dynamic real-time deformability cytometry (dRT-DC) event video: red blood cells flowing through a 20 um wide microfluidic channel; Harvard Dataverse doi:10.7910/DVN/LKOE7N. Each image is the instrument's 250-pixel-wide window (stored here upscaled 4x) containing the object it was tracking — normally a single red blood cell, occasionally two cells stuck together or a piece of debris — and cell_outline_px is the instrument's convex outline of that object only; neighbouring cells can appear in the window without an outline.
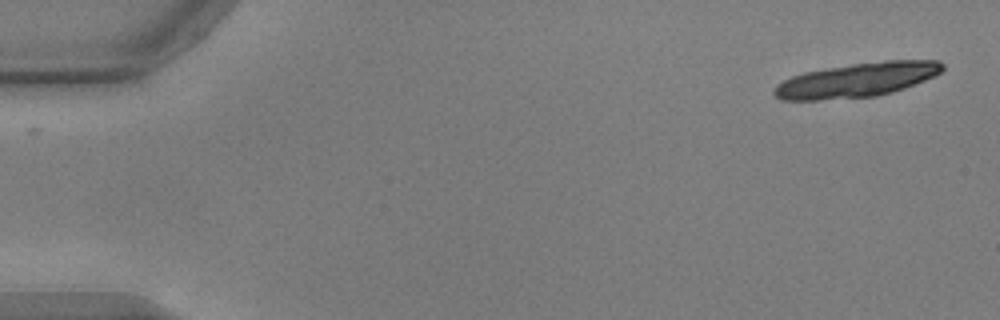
{"species": "common noctule bat (a hibernating species)", "species_latin": "Nyctalus noctula", "temperature_condition": "warm", "stored_images_in_passage": 20, "camera_frame_rate_fps": 3000, "um_per_image_px": 0.085, "animal": {"sex": "male", "body_mass_g": 17.9, "forearm_length_mm": 54.2}, "frame": {"image": 1, "passage_image": 1, "time_ms": 0.0, "image_size_px": [1000, 320], "cell_outline_px": [[944, 68], [940, 72], [924, 80], [904, 88], [892, 92], [876, 96], [820, 100], [780, 100], [772, 92], [772, 88], [776, 84], [792, 76], [804, 72], [852, 64], [884, 60], [940, 60], [944, 64]], "centroid_in_image_um": [72.81, 6.8], "position_along_channel_um": 12.2, "area_um2": 33.58}}